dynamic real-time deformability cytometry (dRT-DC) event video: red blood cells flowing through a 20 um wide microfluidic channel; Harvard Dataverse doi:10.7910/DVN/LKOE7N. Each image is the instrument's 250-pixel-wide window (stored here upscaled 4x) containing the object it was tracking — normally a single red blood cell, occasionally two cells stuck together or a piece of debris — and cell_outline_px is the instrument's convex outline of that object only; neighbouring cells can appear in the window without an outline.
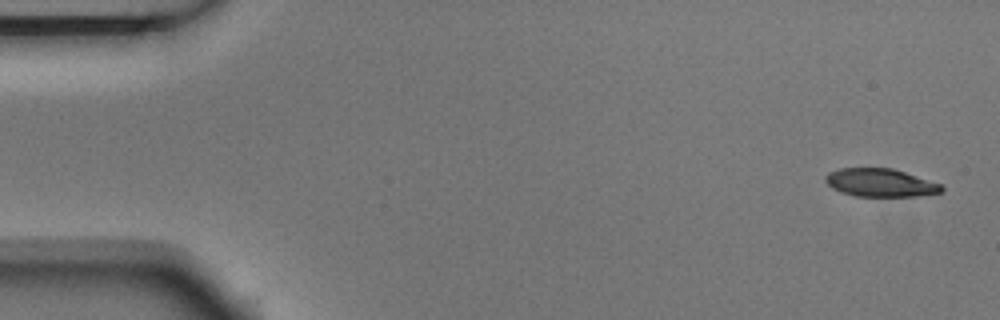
{"species": "Egyptian fruit bat (a non-hibernating species)", "species_latin": "Rousettus aegyptiacus", "temperature_condition": "room temperature", "stored_images_in_passage": 9, "camera_frame_rate_fps": 3000, "um_per_image_px": 0.085, "animal": {"sex": "male"}, "frame": {"image": 1, "passage_image": 1, "time_ms": 0.0, "image_size_px": [1000, 320], "cell_outline_px": [[944, 192], [916, 196], [856, 196], [840, 192], [832, 188], [824, 180], [824, 176], [828, 172], [840, 168], [892, 168], [940, 184], [944, 188]], "centroid_in_image_um": [74.79, 15.53], "position_along_channel_um": 10.2, "area_um2": 18.96}}
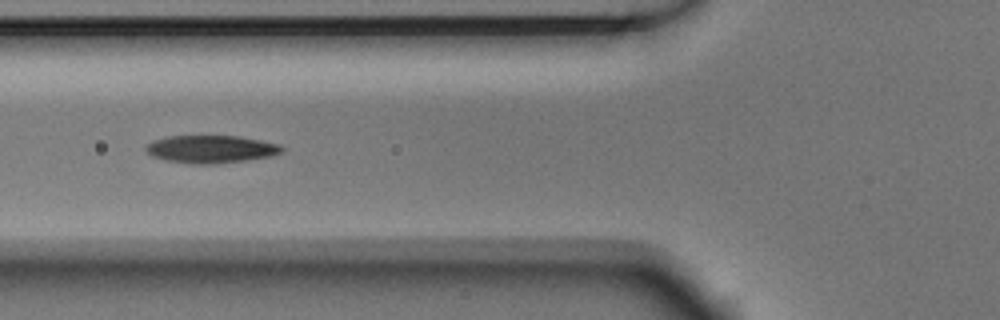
{"frame": {"image": 2, "passage_image": 6, "time_ms": 1.667, "image_size_px": [1000, 320], "cell_outline_px": [[284, 148], [280, 152], [272, 156], [216, 164], [192, 164], [168, 160], [152, 156], [144, 148], [148, 144], [164, 136], [240, 136], [280, 144]], "centroid_in_image_um": [17.95, 12.67], "position_along_channel_um": 107.9, "area_um2": 21.79}}
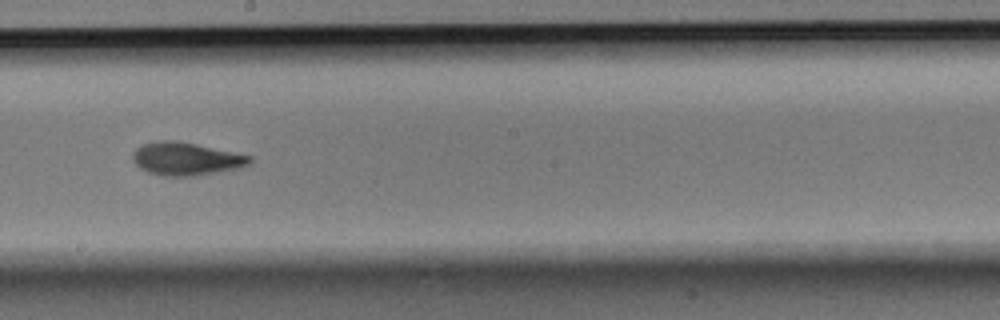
{"frame": {"image": 3, "passage_image": 9, "time_ms": 2.667, "image_size_px": [1000, 320], "cell_outline_px": [[252, 160], [248, 164], [240, 168], [196, 176], [164, 176], [148, 172], [140, 168], [132, 160], [132, 152], [140, 144], [160, 140], [176, 140], [196, 144], [252, 156]], "centroid_in_image_um": [15.78, 13.5], "position_along_channel_um": 232.4, "area_um2": 22.6}}